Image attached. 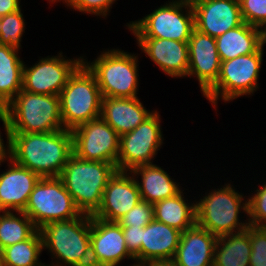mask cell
I'll return each mask as SVG.
<instances>
[{
	"instance_id": "cell-1",
	"label": "cell",
	"mask_w": 266,
	"mask_h": 266,
	"mask_svg": "<svg viewBox=\"0 0 266 266\" xmlns=\"http://www.w3.org/2000/svg\"><path fill=\"white\" fill-rule=\"evenodd\" d=\"M11 159L41 178L59 177L73 155L71 130L12 133Z\"/></svg>"
},
{
	"instance_id": "cell-2",
	"label": "cell",
	"mask_w": 266,
	"mask_h": 266,
	"mask_svg": "<svg viewBox=\"0 0 266 266\" xmlns=\"http://www.w3.org/2000/svg\"><path fill=\"white\" fill-rule=\"evenodd\" d=\"M233 185L224 183L220 189L206 191L196 203V224L217 238L238 233L249 227L248 219L240 221V213L248 214V199ZM197 201V202H196ZM242 211V212H241Z\"/></svg>"
},
{
	"instance_id": "cell-3",
	"label": "cell",
	"mask_w": 266,
	"mask_h": 266,
	"mask_svg": "<svg viewBox=\"0 0 266 266\" xmlns=\"http://www.w3.org/2000/svg\"><path fill=\"white\" fill-rule=\"evenodd\" d=\"M116 171L114 164L86 161L73 154L59 178L80 212L92 216L100 208L104 189Z\"/></svg>"
},
{
	"instance_id": "cell-4",
	"label": "cell",
	"mask_w": 266,
	"mask_h": 266,
	"mask_svg": "<svg viewBox=\"0 0 266 266\" xmlns=\"http://www.w3.org/2000/svg\"><path fill=\"white\" fill-rule=\"evenodd\" d=\"M93 61L83 63L94 74L102 97L135 98L139 91L138 54L106 49Z\"/></svg>"
},
{
	"instance_id": "cell-5",
	"label": "cell",
	"mask_w": 266,
	"mask_h": 266,
	"mask_svg": "<svg viewBox=\"0 0 266 266\" xmlns=\"http://www.w3.org/2000/svg\"><path fill=\"white\" fill-rule=\"evenodd\" d=\"M12 133H47L64 129L60 98L21 90L5 107Z\"/></svg>"
},
{
	"instance_id": "cell-6",
	"label": "cell",
	"mask_w": 266,
	"mask_h": 266,
	"mask_svg": "<svg viewBox=\"0 0 266 266\" xmlns=\"http://www.w3.org/2000/svg\"><path fill=\"white\" fill-rule=\"evenodd\" d=\"M64 129L73 130L101 115L102 94L94 74L82 63L59 94Z\"/></svg>"
},
{
	"instance_id": "cell-7",
	"label": "cell",
	"mask_w": 266,
	"mask_h": 266,
	"mask_svg": "<svg viewBox=\"0 0 266 266\" xmlns=\"http://www.w3.org/2000/svg\"><path fill=\"white\" fill-rule=\"evenodd\" d=\"M169 2V3H168ZM140 20L130 21L126 29L134 38H162L188 42L195 29L190 0H168Z\"/></svg>"
},
{
	"instance_id": "cell-8",
	"label": "cell",
	"mask_w": 266,
	"mask_h": 266,
	"mask_svg": "<svg viewBox=\"0 0 266 266\" xmlns=\"http://www.w3.org/2000/svg\"><path fill=\"white\" fill-rule=\"evenodd\" d=\"M254 53L221 62L216 83L203 95L217 111L218 100L225 103L244 95L253 96L259 89V74L263 62L264 46Z\"/></svg>"
},
{
	"instance_id": "cell-9",
	"label": "cell",
	"mask_w": 266,
	"mask_h": 266,
	"mask_svg": "<svg viewBox=\"0 0 266 266\" xmlns=\"http://www.w3.org/2000/svg\"><path fill=\"white\" fill-rule=\"evenodd\" d=\"M43 250L51 263L46 266H74L90 244L91 215L81 214L68 220L53 221L39 229Z\"/></svg>"
},
{
	"instance_id": "cell-10",
	"label": "cell",
	"mask_w": 266,
	"mask_h": 266,
	"mask_svg": "<svg viewBox=\"0 0 266 266\" xmlns=\"http://www.w3.org/2000/svg\"><path fill=\"white\" fill-rule=\"evenodd\" d=\"M22 212L31 218L38 230L47 223L82 214L59 177L40 178Z\"/></svg>"
},
{
	"instance_id": "cell-11",
	"label": "cell",
	"mask_w": 266,
	"mask_h": 266,
	"mask_svg": "<svg viewBox=\"0 0 266 266\" xmlns=\"http://www.w3.org/2000/svg\"><path fill=\"white\" fill-rule=\"evenodd\" d=\"M161 116L156 109L134 130L120 136L118 171H130L136 166L152 164L163 145Z\"/></svg>"
},
{
	"instance_id": "cell-12",
	"label": "cell",
	"mask_w": 266,
	"mask_h": 266,
	"mask_svg": "<svg viewBox=\"0 0 266 266\" xmlns=\"http://www.w3.org/2000/svg\"><path fill=\"white\" fill-rule=\"evenodd\" d=\"M62 54L61 51L57 56L41 57L32 66L24 62L22 89L30 93L59 96L70 76L83 63V56L69 59Z\"/></svg>"
},
{
	"instance_id": "cell-13",
	"label": "cell",
	"mask_w": 266,
	"mask_h": 266,
	"mask_svg": "<svg viewBox=\"0 0 266 266\" xmlns=\"http://www.w3.org/2000/svg\"><path fill=\"white\" fill-rule=\"evenodd\" d=\"M73 154L86 161H103L117 168L120 136L101 117L71 130Z\"/></svg>"
},
{
	"instance_id": "cell-14",
	"label": "cell",
	"mask_w": 266,
	"mask_h": 266,
	"mask_svg": "<svg viewBox=\"0 0 266 266\" xmlns=\"http://www.w3.org/2000/svg\"><path fill=\"white\" fill-rule=\"evenodd\" d=\"M195 29L217 38L243 23L239 0H190Z\"/></svg>"
},
{
	"instance_id": "cell-15",
	"label": "cell",
	"mask_w": 266,
	"mask_h": 266,
	"mask_svg": "<svg viewBox=\"0 0 266 266\" xmlns=\"http://www.w3.org/2000/svg\"><path fill=\"white\" fill-rule=\"evenodd\" d=\"M188 78L198 79L202 96L216 83L221 60L215 38L194 29L188 41Z\"/></svg>"
},
{
	"instance_id": "cell-16",
	"label": "cell",
	"mask_w": 266,
	"mask_h": 266,
	"mask_svg": "<svg viewBox=\"0 0 266 266\" xmlns=\"http://www.w3.org/2000/svg\"><path fill=\"white\" fill-rule=\"evenodd\" d=\"M141 199L135 178L130 171H116L104 189L102 203L93 215L108 222H117Z\"/></svg>"
},
{
	"instance_id": "cell-17",
	"label": "cell",
	"mask_w": 266,
	"mask_h": 266,
	"mask_svg": "<svg viewBox=\"0 0 266 266\" xmlns=\"http://www.w3.org/2000/svg\"><path fill=\"white\" fill-rule=\"evenodd\" d=\"M137 46L163 73L186 78L189 69L188 42L162 38H136Z\"/></svg>"
},
{
	"instance_id": "cell-18",
	"label": "cell",
	"mask_w": 266,
	"mask_h": 266,
	"mask_svg": "<svg viewBox=\"0 0 266 266\" xmlns=\"http://www.w3.org/2000/svg\"><path fill=\"white\" fill-rule=\"evenodd\" d=\"M90 244L95 249L102 266H121L125 259H135L127 251L122 227L117 222H108L91 216Z\"/></svg>"
},
{
	"instance_id": "cell-19",
	"label": "cell",
	"mask_w": 266,
	"mask_h": 266,
	"mask_svg": "<svg viewBox=\"0 0 266 266\" xmlns=\"http://www.w3.org/2000/svg\"><path fill=\"white\" fill-rule=\"evenodd\" d=\"M0 172V211L22 212L40 176L12 159Z\"/></svg>"
},
{
	"instance_id": "cell-20",
	"label": "cell",
	"mask_w": 266,
	"mask_h": 266,
	"mask_svg": "<svg viewBox=\"0 0 266 266\" xmlns=\"http://www.w3.org/2000/svg\"><path fill=\"white\" fill-rule=\"evenodd\" d=\"M181 231L153 219L143 227L140 266L152 261L173 260Z\"/></svg>"
},
{
	"instance_id": "cell-21",
	"label": "cell",
	"mask_w": 266,
	"mask_h": 266,
	"mask_svg": "<svg viewBox=\"0 0 266 266\" xmlns=\"http://www.w3.org/2000/svg\"><path fill=\"white\" fill-rule=\"evenodd\" d=\"M217 237L197 224L181 233L173 258L177 266H213Z\"/></svg>"
},
{
	"instance_id": "cell-22",
	"label": "cell",
	"mask_w": 266,
	"mask_h": 266,
	"mask_svg": "<svg viewBox=\"0 0 266 266\" xmlns=\"http://www.w3.org/2000/svg\"><path fill=\"white\" fill-rule=\"evenodd\" d=\"M153 112L144 107L139 97H103L100 117L122 136L134 130Z\"/></svg>"
},
{
	"instance_id": "cell-23",
	"label": "cell",
	"mask_w": 266,
	"mask_h": 266,
	"mask_svg": "<svg viewBox=\"0 0 266 266\" xmlns=\"http://www.w3.org/2000/svg\"><path fill=\"white\" fill-rule=\"evenodd\" d=\"M130 172L136 180L141 199L150 204L173 197L182 190L180 182L177 183L170 173L155 163L136 166Z\"/></svg>"
},
{
	"instance_id": "cell-24",
	"label": "cell",
	"mask_w": 266,
	"mask_h": 266,
	"mask_svg": "<svg viewBox=\"0 0 266 266\" xmlns=\"http://www.w3.org/2000/svg\"><path fill=\"white\" fill-rule=\"evenodd\" d=\"M215 40L222 62L256 52L266 42V33L258 27L243 22Z\"/></svg>"
},
{
	"instance_id": "cell-25",
	"label": "cell",
	"mask_w": 266,
	"mask_h": 266,
	"mask_svg": "<svg viewBox=\"0 0 266 266\" xmlns=\"http://www.w3.org/2000/svg\"><path fill=\"white\" fill-rule=\"evenodd\" d=\"M183 191L154 204V219L181 232L196 225V203L186 199Z\"/></svg>"
},
{
	"instance_id": "cell-26",
	"label": "cell",
	"mask_w": 266,
	"mask_h": 266,
	"mask_svg": "<svg viewBox=\"0 0 266 266\" xmlns=\"http://www.w3.org/2000/svg\"><path fill=\"white\" fill-rule=\"evenodd\" d=\"M19 51L0 45V104L3 107L22 90L24 61Z\"/></svg>"
},
{
	"instance_id": "cell-27",
	"label": "cell",
	"mask_w": 266,
	"mask_h": 266,
	"mask_svg": "<svg viewBox=\"0 0 266 266\" xmlns=\"http://www.w3.org/2000/svg\"><path fill=\"white\" fill-rule=\"evenodd\" d=\"M250 225L241 232L217 238L213 266H250Z\"/></svg>"
},
{
	"instance_id": "cell-28",
	"label": "cell",
	"mask_w": 266,
	"mask_h": 266,
	"mask_svg": "<svg viewBox=\"0 0 266 266\" xmlns=\"http://www.w3.org/2000/svg\"><path fill=\"white\" fill-rule=\"evenodd\" d=\"M43 251V239L37 230L29 239L5 247L0 251L2 266H46L39 259Z\"/></svg>"
},
{
	"instance_id": "cell-29",
	"label": "cell",
	"mask_w": 266,
	"mask_h": 266,
	"mask_svg": "<svg viewBox=\"0 0 266 266\" xmlns=\"http://www.w3.org/2000/svg\"><path fill=\"white\" fill-rule=\"evenodd\" d=\"M37 230L24 212L0 211V251L29 239Z\"/></svg>"
},
{
	"instance_id": "cell-30",
	"label": "cell",
	"mask_w": 266,
	"mask_h": 266,
	"mask_svg": "<svg viewBox=\"0 0 266 266\" xmlns=\"http://www.w3.org/2000/svg\"><path fill=\"white\" fill-rule=\"evenodd\" d=\"M22 11L20 9L0 17V45H8L18 50L22 48L21 41L26 27Z\"/></svg>"
},
{
	"instance_id": "cell-31",
	"label": "cell",
	"mask_w": 266,
	"mask_h": 266,
	"mask_svg": "<svg viewBox=\"0 0 266 266\" xmlns=\"http://www.w3.org/2000/svg\"><path fill=\"white\" fill-rule=\"evenodd\" d=\"M263 184L256 188L254 194L251 193L250 196H247L248 214L246 218L249 225L256 227H266V181Z\"/></svg>"
},
{
	"instance_id": "cell-32",
	"label": "cell",
	"mask_w": 266,
	"mask_h": 266,
	"mask_svg": "<svg viewBox=\"0 0 266 266\" xmlns=\"http://www.w3.org/2000/svg\"><path fill=\"white\" fill-rule=\"evenodd\" d=\"M243 22L266 33V0H239Z\"/></svg>"
},
{
	"instance_id": "cell-33",
	"label": "cell",
	"mask_w": 266,
	"mask_h": 266,
	"mask_svg": "<svg viewBox=\"0 0 266 266\" xmlns=\"http://www.w3.org/2000/svg\"><path fill=\"white\" fill-rule=\"evenodd\" d=\"M154 219V205L140 201L128 213L123 215L117 223L121 227H145Z\"/></svg>"
},
{
	"instance_id": "cell-34",
	"label": "cell",
	"mask_w": 266,
	"mask_h": 266,
	"mask_svg": "<svg viewBox=\"0 0 266 266\" xmlns=\"http://www.w3.org/2000/svg\"><path fill=\"white\" fill-rule=\"evenodd\" d=\"M117 0H69L65 5L69 9L85 14H91L102 18H107L111 12L112 5Z\"/></svg>"
},
{
	"instance_id": "cell-35",
	"label": "cell",
	"mask_w": 266,
	"mask_h": 266,
	"mask_svg": "<svg viewBox=\"0 0 266 266\" xmlns=\"http://www.w3.org/2000/svg\"><path fill=\"white\" fill-rule=\"evenodd\" d=\"M250 266H266V227L250 225Z\"/></svg>"
},
{
	"instance_id": "cell-36",
	"label": "cell",
	"mask_w": 266,
	"mask_h": 266,
	"mask_svg": "<svg viewBox=\"0 0 266 266\" xmlns=\"http://www.w3.org/2000/svg\"><path fill=\"white\" fill-rule=\"evenodd\" d=\"M127 251L135 259L136 266H140V250L142 245L143 227H122Z\"/></svg>"
},
{
	"instance_id": "cell-37",
	"label": "cell",
	"mask_w": 266,
	"mask_h": 266,
	"mask_svg": "<svg viewBox=\"0 0 266 266\" xmlns=\"http://www.w3.org/2000/svg\"><path fill=\"white\" fill-rule=\"evenodd\" d=\"M0 121L3 123V127H4V131H5V135H6V145L4 144V139L2 138L3 136L1 135V129H0V166H2V164L7 161L9 162L11 160V136H12V131L10 129V124H9V120L7 117V114L4 111L0 112Z\"/></svg>"
},
{
	"instance_id": "cell-38",
	"label": "cell",
	"mask_w": 266,
	"mask_h": 266,
	"mask_svg": "<svg viewBox=\"0 0 266 266\" xmlns=\"http://www.w3.org/2000/svg\"><path fill=\"white\" fill-rule=\"evenodd\" d=\"M74 266H102L95 249L89 244Z\"/></svg>"
},
{
	"instance_id": "cell-39",
	"label": "cell",
	"mask_w": 266,
	"mask_h": 266,
	"mask_svg": "<svg viewBox=\"0 0 266 266\" xmlns=\"http://www.w3.org/2000/svg\"><path fill=\"white\" fill-rule=\"evenodd\" d=\"M21 0H0V17L21 9Z\"/></svg>"
},
{
	"instance_id": "cell-40",
	"label": "cell",
	"mask_w": 266,
	"mask_h": 266,
	"mask_svg": "<svg viewBox=\"0 0 266 266\" xmlns=\"http://www.w3.org/2000/svg\"><path fill=\"white\" fill-rule=\"evenodd\" d=\"M144 266H177L173 260L152 261Z\"/></svg>"
},
{
	"instance_id": "cell-41",
	"label": "cell",
	"mask_w": 266,
	"mask_h": 266,
	"mask_svg": "<svg viewBox=\"0 0 266 266\" xmlns=\"http://www.w3.org/2000/svg\"><path fill=\"white\" fill-rule=\"evenodd\" d=\"M48 1H49V4H50V3H53V4H54L55 2H56V3H57V2L60 3V2L62 1V2H63L62 4L65 5L69 0H48Z\"/></svg>"
},
{
	"instance_id": "cell-42",
	"label": "cell",
	"mask_w": 266,
	"mask_h": 266,
	"mask_svg": "<svg viewBox=\"0 0 266 266\" xmlns=\"http://www.w3.org/2000/svg\"><path fill=\"white\" fill-rule=\"evenodd\" d=\"M4 111V107L0 104V112Z\"/></svg>"
}]
</instances>
